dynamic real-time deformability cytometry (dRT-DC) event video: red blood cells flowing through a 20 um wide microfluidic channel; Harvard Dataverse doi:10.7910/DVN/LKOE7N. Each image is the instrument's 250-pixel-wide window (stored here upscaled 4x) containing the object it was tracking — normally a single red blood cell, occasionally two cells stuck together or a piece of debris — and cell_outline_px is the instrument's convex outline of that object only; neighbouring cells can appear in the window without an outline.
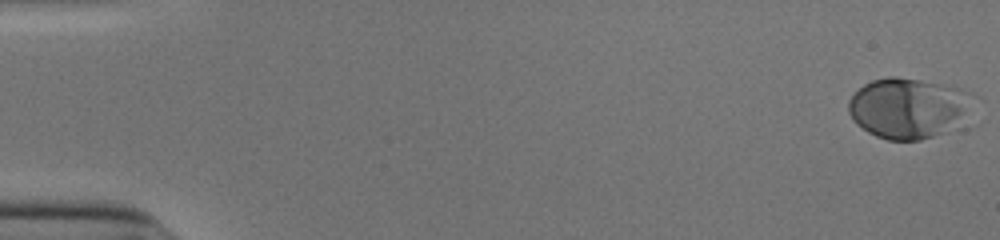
{"species": "human", "species_latin": "Homo sapiens", "temperature_condition": "cold", "stored_images_in_passage": 53, "camera_frame_rate_fps": 3000, "um_per_image_px": 0.085, "donor": {"sex": "male"}, "frame": {"image": 1, "passage_image": 1, "time_ms": 0.0, "image_size_px": [1000, 240], "cell_outline_px": [[984, 100], [968, 128], [920, 140], [888, 140], [876, 136], [868, 132], [856, 124], [852, 120], [848, 112], [848, 100], [864, 84], [872, 80], [888, 76], [896, 76], [920, 80], [960, 88], [972, 92], [980, 96]], "centroid_in_image_um": [77.51, 9.22], "position_along_channel_um": 7.5, "area_um2": 47.05}}
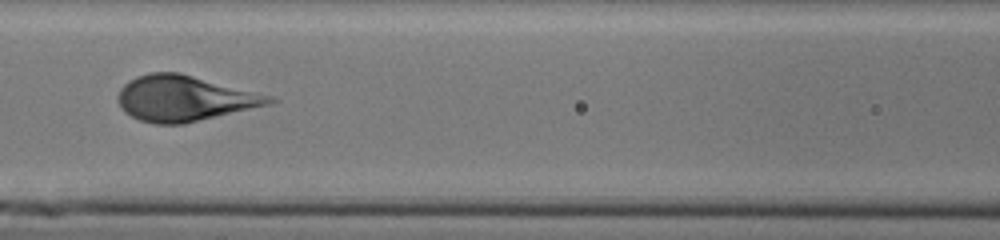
{"frame": {"image": 2, "passage_image": 25, "time_ms": 8.0, "image_size_px": [1000, 240], "cell_outline_px": [[280, 100], [268, 104], [184, 124], [156, 124], [140, 120], [124, 112], [116, 96], [120, 88], [128, 80], [136, 76], [148, 72], [180, 72], [272, 96]], "centroid_in_image_um": [15.63, 8.35], "position_along_channel_um": 151.0, "area_um2": 40.06}}
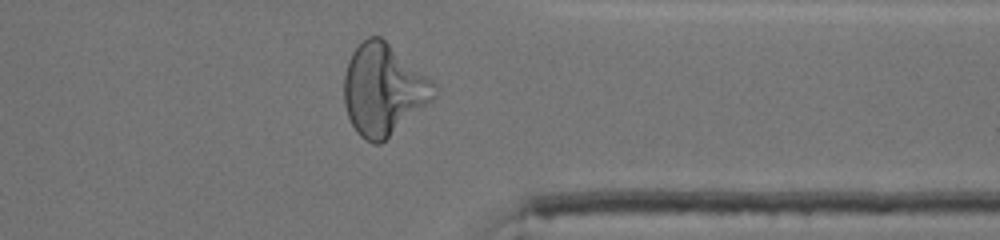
{"frame": {"image": 3, "passage_image": 43, "time_ms": 14.0, "image_size_px": [1000, 240], "cell_outline_px": [[436, 96], [432, 100], [380, 144], [372, 144], [364, 140], [356, 132], [348, 116], [344, 104], [344, 72], [348, 60], [352, 52], [368, 36], [380, 36], [432, 80]], "centroid_in_image_um": [32.55, 7.63], "position_along_channel_um": 378.9, "area_um2": 47.34}, "authors_computed_cell_mechanics": {"area_um2": 41.5004, "velocity_mm_per_s": 3.8793, "shape_relaxation_time_tau1_ms": 3.5818, "shape_relaxation_time_tau2_ms": null, "deformation_change_tau1": 0.1803, "deformation_change_tau2": null}}